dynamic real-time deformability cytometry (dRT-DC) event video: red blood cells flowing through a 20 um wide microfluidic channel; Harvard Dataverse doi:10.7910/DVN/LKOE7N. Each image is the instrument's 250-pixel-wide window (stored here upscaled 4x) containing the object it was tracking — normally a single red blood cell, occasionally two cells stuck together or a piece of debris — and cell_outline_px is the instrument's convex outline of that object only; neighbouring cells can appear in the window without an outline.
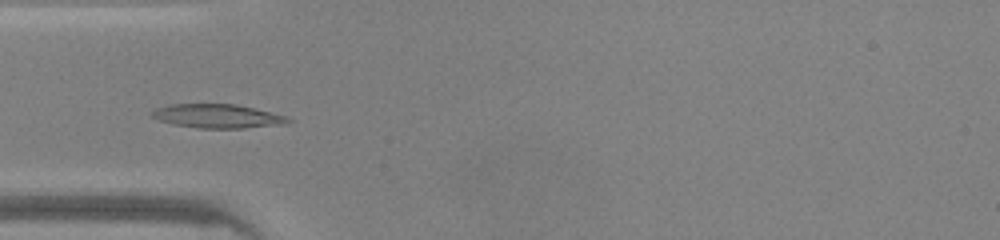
{"species": "common noctule bat (a hibernating species)", "species_latin": "Nyctalus noctula", "temperature_condition": "warm", "stored_images_in_passage": 12, "camera_frame_rate_fps": 3000, "um_per_image_px": 0.085, "animal": {"sex": "male", "body_mass_g": 20.0, "forearm_length_mm": 53.3}, "frame": {"image": 1, "passage_image": 10, "time_ms": 3.0, "image_size_px": [1000, 240], "cell_outline_px": [[292, 120], [284, 124], [244, 128], [196, 128], [172, 124], [160, 120], [152, 116], [152, 112], [156, 108], [168, 104], [236, 104], [288, 116]], "centroid_in_image_um": [18.49, 9.87], "position_along_channel_um": 66.5, "area_um2": 18.9}}